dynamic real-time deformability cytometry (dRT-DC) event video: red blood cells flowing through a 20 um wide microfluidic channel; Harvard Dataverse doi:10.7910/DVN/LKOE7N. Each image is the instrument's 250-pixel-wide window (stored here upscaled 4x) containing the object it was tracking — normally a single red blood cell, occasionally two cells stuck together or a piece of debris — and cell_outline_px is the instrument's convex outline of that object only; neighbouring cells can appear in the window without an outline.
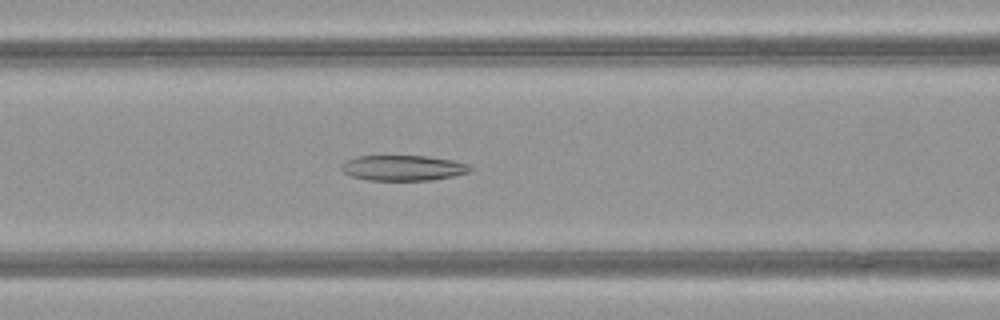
{"species": "common noctule bat (a hibernating species)", "species_latin": "Nyctalus noctula", "temperature_condition": "warm", "stored_images_in_passage": 34, "camera_frame_rate_fps": 3000, "um_per_image_px": 0.085, "animal": {"sex": "female", "body_mass_g": 21.9}, "frame": {"image": 1, "passage_image": 5, "time_ms": 1.333, "image_size_px": [1000, 320], "cell_outline_px": [[472, 172], [432, 180], [368, 180], [352, 176], [344, 172], [340, 168], [340, 164], [344, 160], [356, 156], [424, 156], [452, 160], [468, 164], [472, 168]], "centroid_in_image_um": [34.24, 14.27], "position_along_channel_um": 132.4, "area_um2": 19.13}}
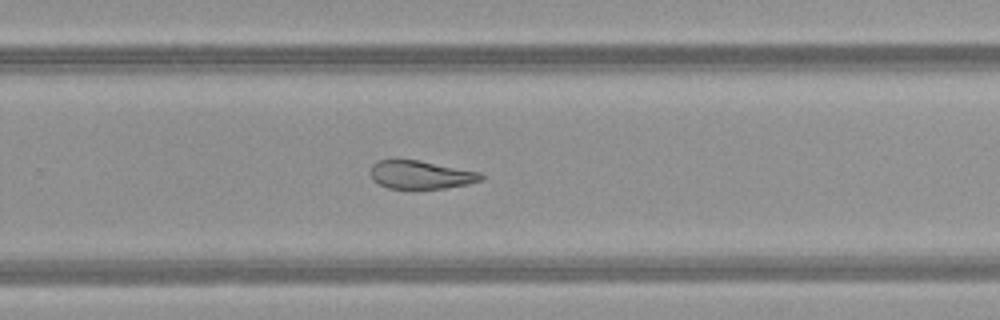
{"frame": {"image": 2, "passage_image": 17, "time_ms": 5.333, "image_size_px": [1000, 320], "cell_outline_px": [[484, 176], [480, 180], [468, 184], [444, 188], [412, 192], [388, 188], [372, 180], [368, 172], [372, 164], [376, 160], [420, 160], [480, 172]], "centroid_in_image_um": [35.69, 14.9], "position_along_channel_um": 294.1, "area_um2": 19.02}}
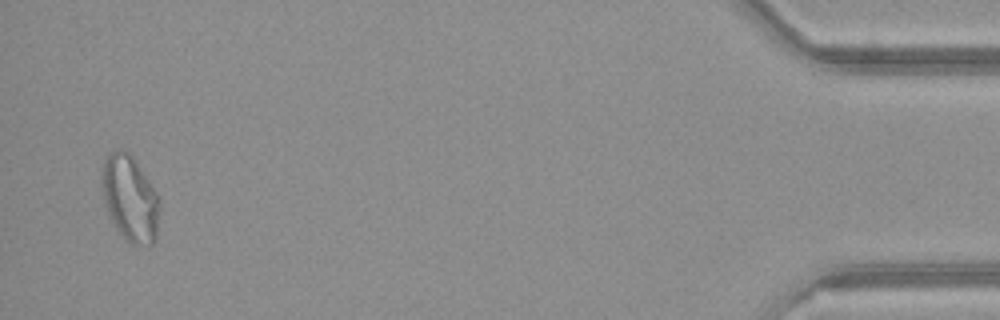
{"frame": {"image": 3, "passage_image": 33, "time_ms": 10.667, "image_size_px": [1000, 320], "cell_outline_px": [[160, 208], [156, 240], [148, 248], [132, 244], [116, 228], [108, 216], [104, 204], [100, 188], [100, 168], [108, 152], [116, 148], [124, 148], [136, 160], [156, 192], [160, 200]], "centroid_in_image_um": [11.02, 16.84], "position_along_channel_um": 424.2, "area_um2": 29.94}}